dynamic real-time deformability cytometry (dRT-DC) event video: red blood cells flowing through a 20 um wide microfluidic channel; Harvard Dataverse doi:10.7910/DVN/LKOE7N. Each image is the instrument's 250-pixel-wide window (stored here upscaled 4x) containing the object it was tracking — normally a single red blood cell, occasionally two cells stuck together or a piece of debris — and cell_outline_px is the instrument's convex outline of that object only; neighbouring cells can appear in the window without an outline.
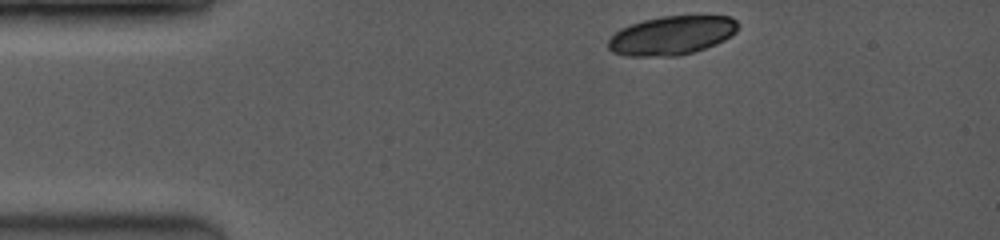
{"species": "common noctule bat (a hibernating species)", "species_latin": "Nyctalus noctula", "temperature_condition": "room temperature", "stored_images_in_passage": 8, "camera_frame_rate_fps": 3500, "um_per_image_px": 0.085, "animal": {"sex": "female", "body_mass_g": 19.0, "forearm_length_mm": 53.3}, "frame": {"image": 1, "passage_image": 1, "time_ms": 0.0, "image_size_px": [1000, 240], "cell_outline_px": [[740, 24], [736, 32], [724, 40], [716, 44], [692, 52], [676, 56], [624, 56], [612, 52], [608, 48], [608, 40], [620, 28], [644, 20], [664, 16], [728, 16], [736, 20]], "centroid_in_image_um": [57.09, 3.01], "position_along_channel_um": 27.9, "area_um2": 29.3}}